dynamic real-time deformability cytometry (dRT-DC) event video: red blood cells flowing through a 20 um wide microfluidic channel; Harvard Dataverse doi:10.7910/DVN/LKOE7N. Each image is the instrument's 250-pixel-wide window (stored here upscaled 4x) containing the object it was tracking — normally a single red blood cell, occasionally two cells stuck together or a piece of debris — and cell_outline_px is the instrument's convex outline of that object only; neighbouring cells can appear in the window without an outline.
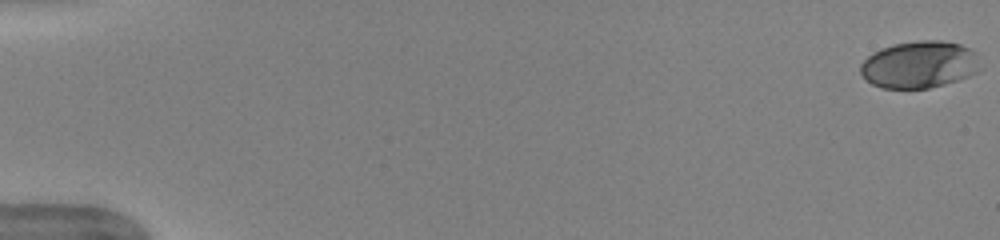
{"species": "human", "species_latin": "Homo sapiens", "temperature_condition": "warm", "stored_images_in_passage": 52, "camera_frame_rate_fps": 3000, "um_per_image_px": 0.085, "donor": {"sex": "female"}, "frame": {"image": 1, "passage_image": 1, "time_ms": 0.0, "image_size_px": [1000, 240], "cell_outline_px": [[976, 72], [968, 76], [944, 84], [928, 88], [880, 88], [872, 84], [860, 72], [860, 64], [872, 52], [880, 48], [892, 44], [920, 40], [940, 40], [960, 44], [976, 52]], "centroid_in_image_um": [78.08, 5.48], "position_along_channel_um": 6.9, "area_um2": 32.54}}
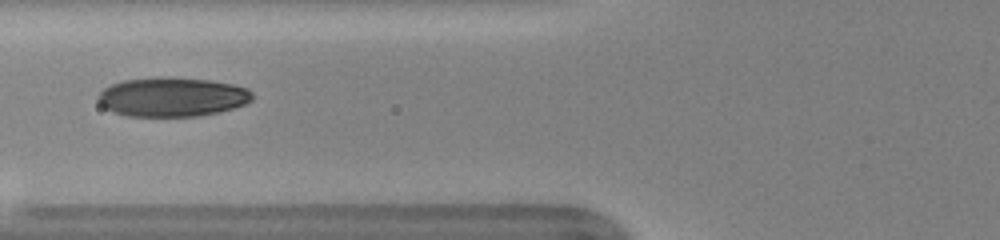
{"frame": {"image": 2, "passage_image": 22, "time_ms": 7.0, "image_size_px": [1000, 240], "cell_outline_px": [[252, 100], [244, 104], [220, 112], [200, 116], [128, 116], [112, 112], [104, 108], [100, 104], [96, 96], [104, 88], [112, 84], [124, 80], [156, 76], [168, 76], [208, 80], [232, 84], [248, 88], [252, 92]], "centroid_in_image_um": [14.61, 8.23], "position_along_channel_um": 111.2, "area_um2": 35.6}}
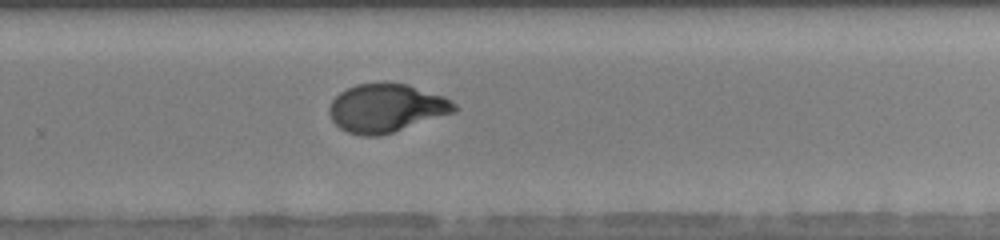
{"frame": {"image": 3, "passage_image": 36, "time_ms": 11.667, "image_size_px": [1000, 240], "cell_outline_px": [[460, 108], [456, 112], [380, 136], [364, 136], [348, 132], [340, 128], [332, 120], [328, 112], [328, 108], [332, 100], [340, 92], [356, 84], [384, 80], [388, 80], [408, 84], [444, 96], [452, 100]], "centroid_in_image_um": [32.85, 9.15], "position_along_channel_um": 296.9, "area_um2": 35.95}, "authors_computed_cell_mechanics": {"area_um2": 34.969, "velocity_mm_per_s": 3.9799, "shape_relaxation_time_tau1_ms": 4.7816, "shape_relaxation_time_tau2_ms": null, "deformation_change_tau1": 0.2157, "deformation_change_tau2": null}}